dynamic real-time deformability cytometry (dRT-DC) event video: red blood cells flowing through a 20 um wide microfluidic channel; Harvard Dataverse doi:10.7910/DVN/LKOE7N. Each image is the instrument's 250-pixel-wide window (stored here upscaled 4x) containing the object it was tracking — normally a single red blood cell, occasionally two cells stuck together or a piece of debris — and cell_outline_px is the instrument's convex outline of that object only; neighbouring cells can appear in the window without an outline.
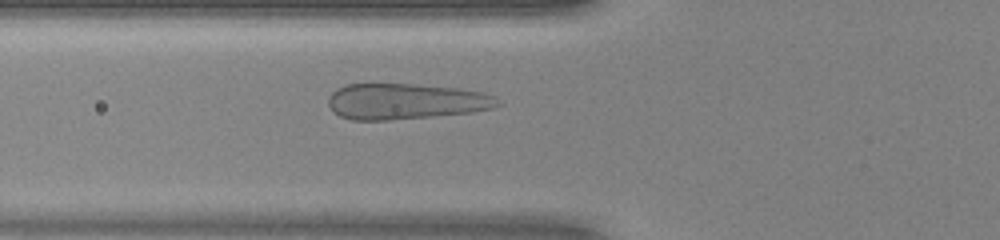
{"species": "human", "species_latin": "Homo sapiens", "temperature_condition": "warm", "stored_images_in_passage": 40, "camera_frame_rate_fps": 3000, "um_per_image_px": 0.085, "donor": {"sex": "female"}, "frame": {"image": 1, "passage_image": 9, "time_ms": 2.667, "image_size_px": [1000, 240], "cell_outline_px": [[504, 104], [496, 108], [472, 112], [432, 116], [388, 120], [352, 120], [340, 116], [332, 112], [328, 104], [328, 96], [336, 88], [344, 84], [412, 84], [456, 88], [484, 92], [496, 96]], "centroid_in_image_um": [34.5, 8.62], "position_along_channel_um": 91.3, "area_um2": 35.78}}
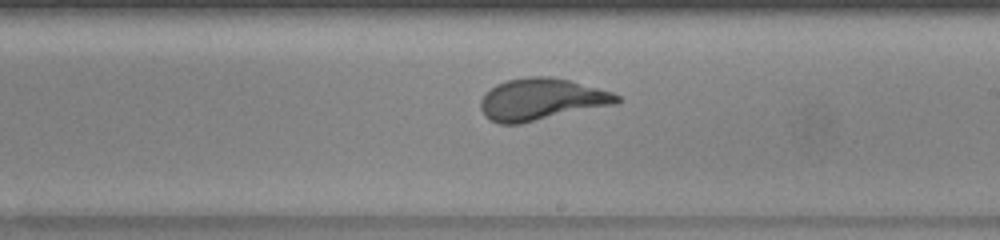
{"frame": {"image": 2, "passage_image": 20, "time_ms": 6.333, "image_size_px": [1000, 240], "cell_outline_px": [[620, 100], [616, 104], [520, 124], [500, 124], [484, 116], [480, 108], [480, 100], [484, 92], [496, 84], [508, 80], [528, 76], [552, 76], [568, 80], [612, 92], [620, 96]], "centroid_in_image_um": [45.98, 8.45], "position_along_channel_um": 243.0, "area_um2": 33.29}}
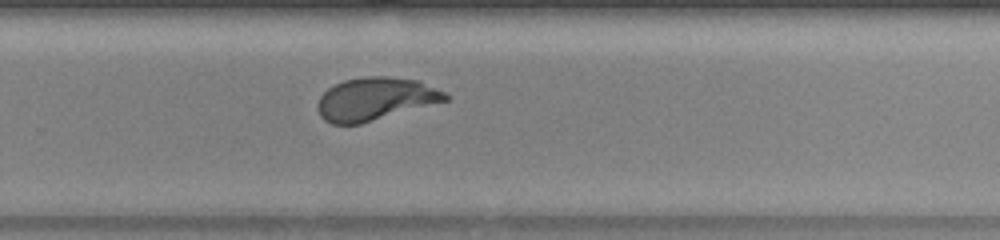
{"frame": {"image": 3, "passage_image": 24, "time_ms": 7.667, "image_size_px": [1000, 240], "cell_outline_px": [[448, 100], [360, 124], [332, 124], [324, 120], [320, 116], [316, 108], [316, 104], [320, 96], [328, 88], [344, 80], [364, 76], [388, 76], [420, 80], [444, 92], [448, 96]], "centroid_in_image_um": [31.87, 8.4], "position_along_channel_um": 297.9, "area_um2": 31.96}, "authors_computed_cell_mechanics": {"area_um2": 32.6859, "velocity_mm_per_s": 4.126, "shape_relaxation_time_tau1_ms": 9.8386, "shape_relaxation_time_tau2_ms": null, "deformation_change_tau1": 0.3337, "deformation_change_tau2": null}}